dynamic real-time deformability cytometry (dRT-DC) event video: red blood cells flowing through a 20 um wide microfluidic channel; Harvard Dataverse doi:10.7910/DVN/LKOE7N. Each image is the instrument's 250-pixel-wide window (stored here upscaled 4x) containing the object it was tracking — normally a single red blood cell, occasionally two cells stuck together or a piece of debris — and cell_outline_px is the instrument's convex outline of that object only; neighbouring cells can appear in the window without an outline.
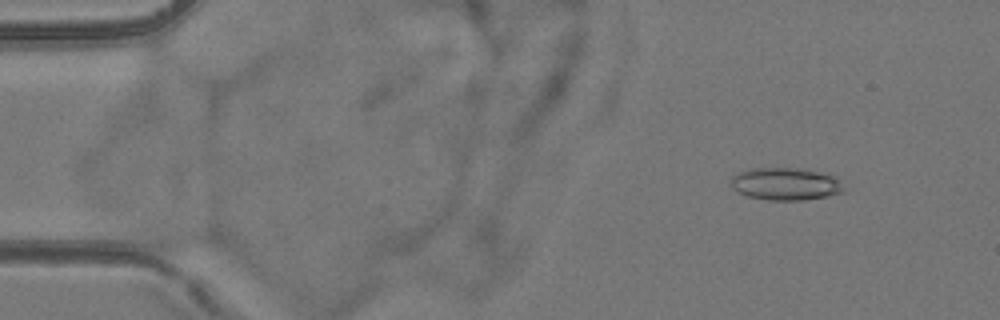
{"species": "common noctule bat (a hibernating species)", "species_latin": "Nyctalus noctula", "temperature_condition": "room temperature", "stored_images_in_passage": 5, "camera_frame_rate_fps": 3000, "um_per_image_px": 0.085, "animal": {"sex": "female", "body_mass_g": 24.6, "forearm_length_mm": 56.2}, "frame": {"image": 1, "passage_image": 2, "time_ms": 1.0, "image_size_px": [1000, 320], "cell_outline_px": [[844, 192], [804, 200], [768, 200], [748, 196], [736, 192], [732, 188], [732, 176], [748, 168], [796, 168], [836, 176], [844, 188]], "centroid_in_image_um": [66.74, 15.64], "position_along_channel_um": 18.3, "area_um2": 21.21}}